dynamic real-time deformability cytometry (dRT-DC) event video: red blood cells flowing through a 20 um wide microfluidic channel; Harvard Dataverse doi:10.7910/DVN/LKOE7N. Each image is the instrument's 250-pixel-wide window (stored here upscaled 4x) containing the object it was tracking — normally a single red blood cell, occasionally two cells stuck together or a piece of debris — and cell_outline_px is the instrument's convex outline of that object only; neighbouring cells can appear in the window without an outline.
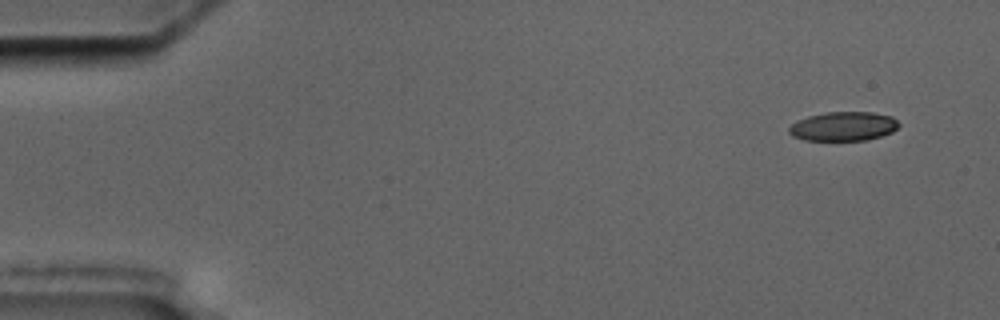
{"species": "common noctule bat (a hibernating species)", "species_latin": "Nyctalus noctula", "temperature_condition": "cold", "stored_images_in_passage": 4, "camera_frame_rate_fps": 3000, "um_per_image_px": 0.085, "animal": {"sex": "male", "body_mass_g": 17.5, "forearm_length_mm": 52.3}, "frame": {"image": 1, "passage_image": 1, "time_ms": 0.0, "image_size_px": [1000, 320], "cell_outline_px": [[900, 124], [892, 132], [868, 140], [804, 140], [792, 136], [788, 132], [788, 128], [796, 120], [808, 116], [828, 112], [872, 112], [892, 116]], "centroid_in_image_um": [71.67, 10.74], "position_along_channel_um": 13.3, "area_um2": 18.67}}
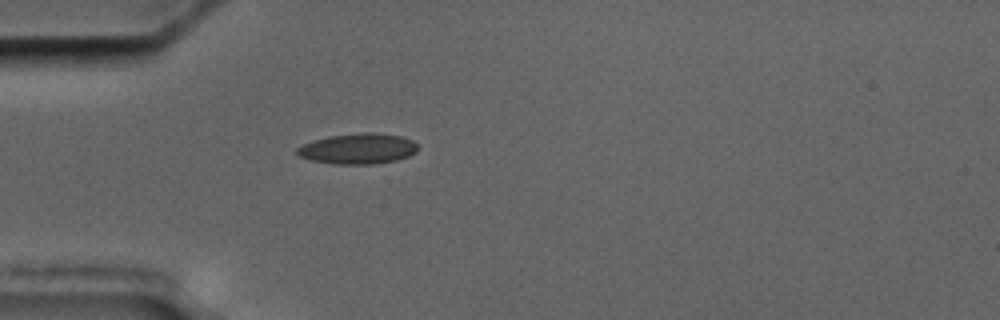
{"frame": {"image": 2, "passage_image": 4, "time_ms": 4.333, "image_size_px": [1000, 320], "cell_outline_px": [[416, 152], [408, 156], [396, 160], [372, 164], [332, 164], [312, 160], [296, 156], [296, 148], [304, 144], [328, 136], [364, 132], [372, 132], [404, 136], [412, 140], [416, 144]], "centroid_in_image_um": [30.42, 12.64], "position_along_channel_um": 54.6, "area_um2": 21.5}}